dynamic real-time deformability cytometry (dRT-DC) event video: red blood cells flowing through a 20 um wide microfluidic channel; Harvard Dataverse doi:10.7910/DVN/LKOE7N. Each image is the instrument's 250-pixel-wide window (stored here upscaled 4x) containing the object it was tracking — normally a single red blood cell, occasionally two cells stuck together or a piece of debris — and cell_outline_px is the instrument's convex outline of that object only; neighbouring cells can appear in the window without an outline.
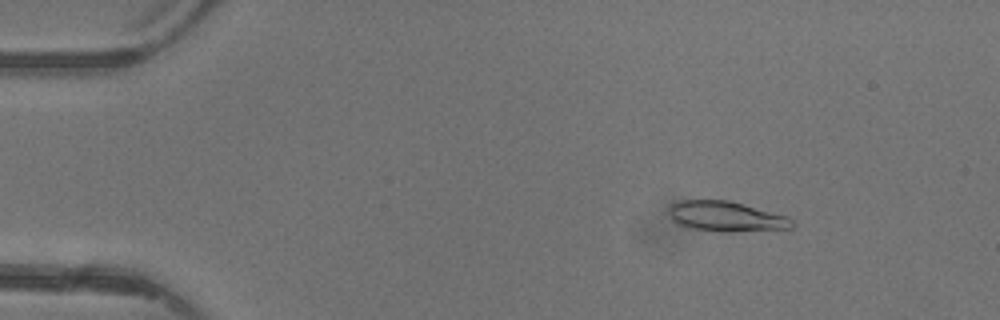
{"species": "common noctule bat (a hibernating species)", "species_latin": "Nyctalus noctula", "temperature_condition": "warm", "stored_images_in_passage": 5, "camera_frame_rate_fps": 3000, "um_per_image_px": 0.085, "animal": {"sex": "female"}, "frame": {"image": 1, "passage_image": 2, "time_ms": 1.333, "image_size_px": [1000, 320], "cell_outline_px": [[796, 224], [792, 228], [732, 232], [720, 232], [692, 228], [676, 224], [672, 220], [668, 208], [672, 204], [680, 200], [728, 200], [788, 216]], "centroid_in_image_um": [61.72, 18.4], "position_along_channel_um": 23.3, "area_um2": 21.73}}